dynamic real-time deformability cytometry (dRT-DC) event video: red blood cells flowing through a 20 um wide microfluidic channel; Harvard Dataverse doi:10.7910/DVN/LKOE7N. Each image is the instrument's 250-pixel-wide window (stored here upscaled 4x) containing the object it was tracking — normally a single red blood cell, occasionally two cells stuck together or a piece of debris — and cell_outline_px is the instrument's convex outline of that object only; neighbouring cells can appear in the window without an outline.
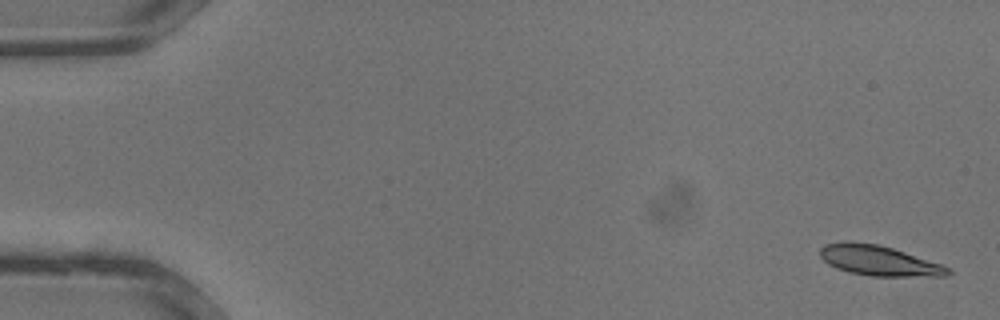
{"species": "common noctule bat (a hibernating species)", "species_latin": "Nyctalus noctula", "temperature_condition": "warm", "stored_images_in_passage": 9, "camera_frame_rate_fps": 3000, "um_per_image_px": 0.085, "animal": {"sex": "male", "body_mass_g": 13.3}, "frame": {"image": 1, "passage_image": 1, "time_ms": 0.0, "image_size_px": [1000, 320], "cell_outline_px": [[952, 272], [948, 276], [868, 276], [848, 272], [836, 268], [828, 264], [820, 256], [820, 248], [824, 244], [844, 240], [848, 240], [880, 244], [944, 264], [952, 268]], "centroid_in_image_um": [74.73, 22.14], "position_along_channel_um": 10.3, "area_um2": 23.06}}